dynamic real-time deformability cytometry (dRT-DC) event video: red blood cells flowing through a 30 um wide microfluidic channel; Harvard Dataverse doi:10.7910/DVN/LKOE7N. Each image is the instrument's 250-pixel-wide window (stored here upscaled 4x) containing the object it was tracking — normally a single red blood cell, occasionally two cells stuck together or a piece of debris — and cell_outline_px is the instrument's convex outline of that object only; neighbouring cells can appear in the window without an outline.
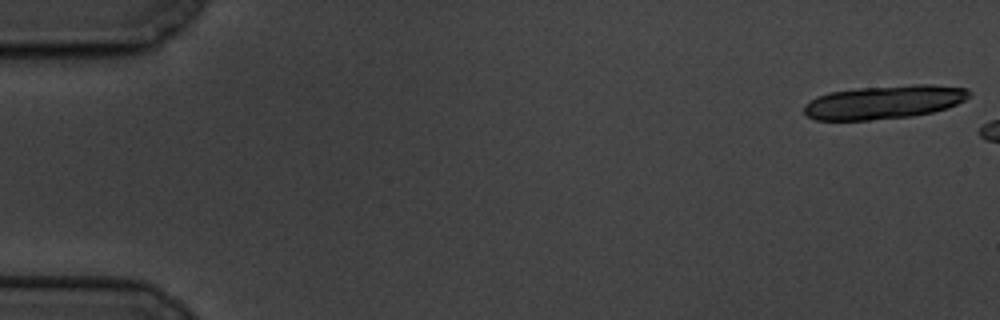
{"species": "common noctule bat (a hibernating species)", "species_latin": "Nyctalus noctula", "temperature_condition": "cold", "stored_images_in_passage": 3, "camera_frame_rate_fps": 3000, "um_per_image_px": 0.085, "animal": {"sex": "male", "body_mass_g": 19.5, "forearm_length_mm": 54.6}, "frame": {"image": 1, "passage_image": 1, "time_ms": 0.0, "image_size_px": [1000, 320], "cell_outline_px": [[972, 96], [956, 104], [932, 112], [912, 116], [872, 120], [816, 120], [808, 116], [804, 112], [804, 104], [816, 96], [828, 92], [856, 88], [916, 84], [932, 84], [968, 88]], "centroid_in_image_um": [75.14, 8.67], "position_along_channel_um": 9.9, "area_um2": 32.48}}